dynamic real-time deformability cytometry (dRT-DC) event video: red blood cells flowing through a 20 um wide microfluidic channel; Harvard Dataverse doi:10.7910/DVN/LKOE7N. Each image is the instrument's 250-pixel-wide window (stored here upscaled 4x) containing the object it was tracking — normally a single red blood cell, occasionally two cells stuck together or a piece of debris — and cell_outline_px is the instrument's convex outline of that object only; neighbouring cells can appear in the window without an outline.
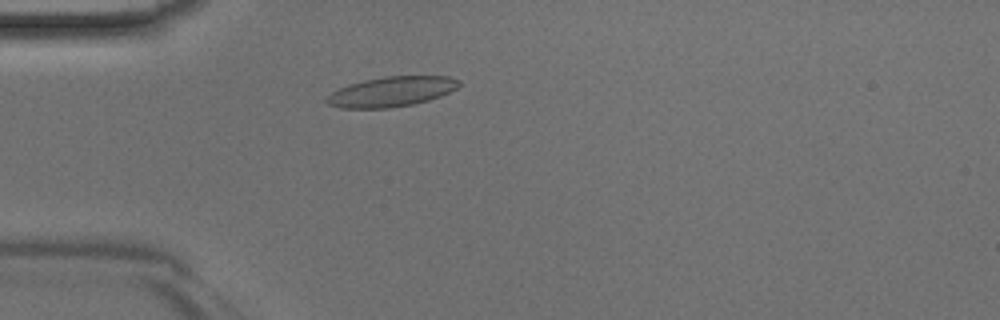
{"species": "Egyptian fruit bat (a non-hibernating species)", "species_latin": "Rousettus aegyptiacus", "temperature_condition": "room temperature", "stored_images_in_passage": 42, "camera_frame_rate_fps": 3000, "um_per_image_px": 0.085, "animal": {"sex": "male"}, "frame": {"image": 1, "passage_image": 9, "time_ms": 2.667, "image_size_px": [1000, 320], "cell_outline_px": [[460, 84], [456, 88], [440, 96], [428, 100], [412, 104], [388, 108], [340, 108], [328, 104], [324, 100], [332, 92], [340, 88], [364, 80], [384, 76], [448, 76], [460, 80]], "centroid_in_image_um": [33.27, 7.79], "position_along_channel_um": 51.7, "area_um2": 22.89}}
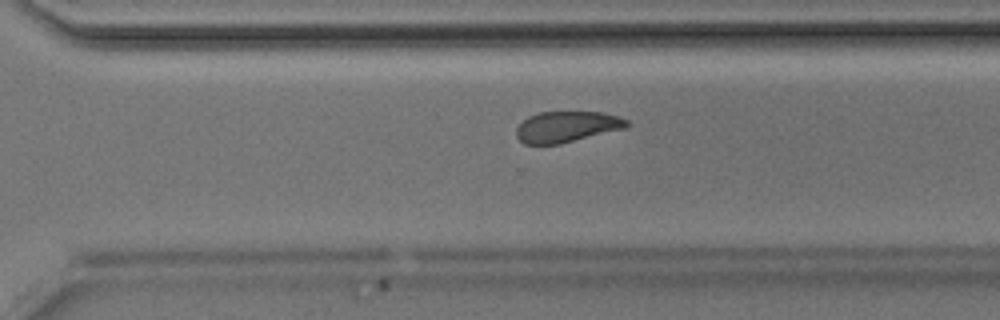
{"frame": {"image": 2, "passage_image": 28, "time_ms": 9.0, "image_size_px": [1000, 320], "cell_outline_px": [[632, 124], [628, 128], [560, 144], [524, 144], [516, 136], [516, 128], [528, 116], [540, 112], [600, 112], [620, 116], [628, 120]], "centroid_in_image_um": [48.24, 10.77], "position_along_channel_um": 322.4, "area_um2": 20.17}}
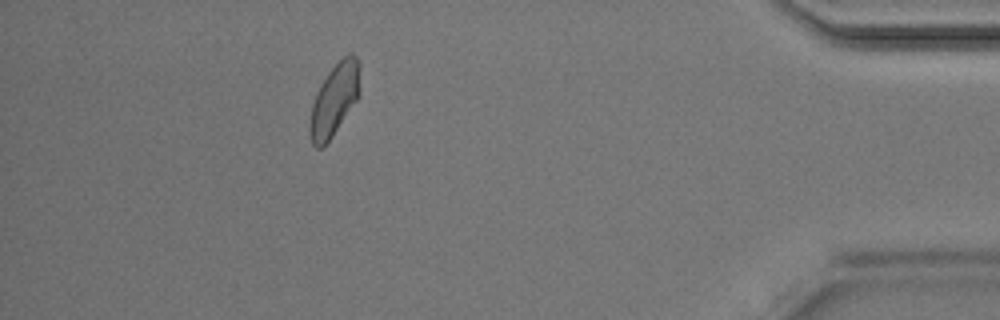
{"frame": {"image": 3, "passage_image": 37, "time_ms": 12.0, "image_size_px": [1000, 320], "cell_outline_px": [[360, 92], [356, 100], [332, 136], [320, 148], [316, 148], [312, 144], [308, 132], [308, 124], [312, 104], [316, 92], [320, 84], [328, 72], [348, 52], [352, 52], [360, 60]], "centroid_in_image_um": [28.42, 8.43], "position_along_channel_um": 406.8, "area_um2": 21.15}}